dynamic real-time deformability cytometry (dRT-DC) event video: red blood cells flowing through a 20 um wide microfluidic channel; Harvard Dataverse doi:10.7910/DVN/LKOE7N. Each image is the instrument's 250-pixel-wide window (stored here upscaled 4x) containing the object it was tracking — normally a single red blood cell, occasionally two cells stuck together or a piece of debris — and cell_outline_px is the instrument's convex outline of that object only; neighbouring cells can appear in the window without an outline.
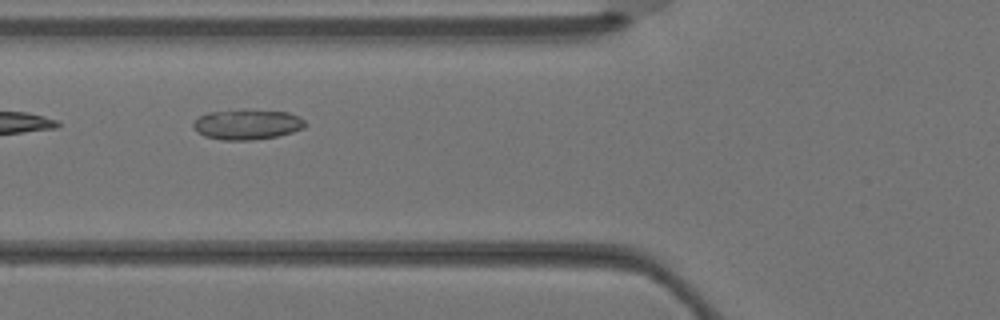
{"species": "Egyptian fruit bat (a non-hibernating species)", "species_latin": "Rousettus aegyptiacus", "temperature_condition": "warm", "stored_images_in_passage": 2, "camera_frame_rate_fps": 3000, "um_per_image_px": 0.085, "animal": {"sex": "female"}, "frame": {"image": 1, "passage_image": 2, "time_ms": 0.333, "image_size_px": [1000, 320], "cell_outline_px": [[304, 128], [292, 132], [276, 136], [252, 140], [224, 140], [204, 136], [196, 132], [192, 128], [192, 124], [200, 116], [208, 112], [288, 112], [300, 116], [304, 120]], "centroid_in_image_um": [20.99, 10.62], "position_along_channel_um": 104.8, "area_um2": 18.9}}